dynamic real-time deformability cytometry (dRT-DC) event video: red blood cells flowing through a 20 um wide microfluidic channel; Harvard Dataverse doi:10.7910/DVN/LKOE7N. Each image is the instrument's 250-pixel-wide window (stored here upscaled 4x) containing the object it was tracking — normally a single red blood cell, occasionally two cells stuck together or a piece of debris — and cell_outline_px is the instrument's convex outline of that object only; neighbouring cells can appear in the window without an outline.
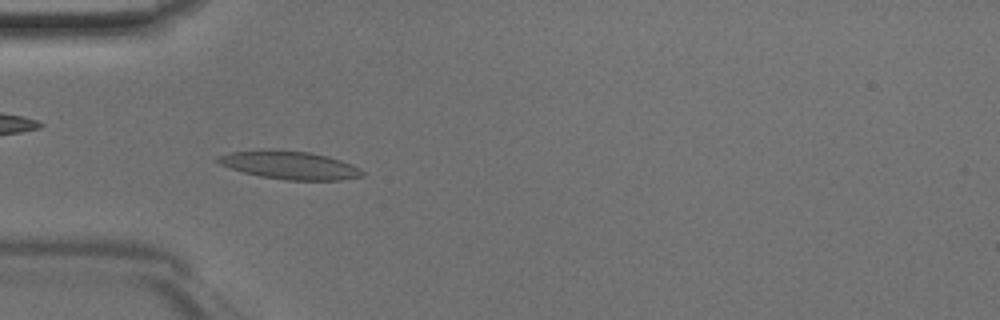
{"species": "Egyptian fruit bat (a non-hibernating species)", "species_latin": "Rousettus aegyptiacus", "temperature_condition": "room temperature", "stored_images_in_passage": 46, "camera_frame_rate_fps": 3000, "um_per_image_px": 0.085, "animal": {"sex": "male"}, "frame": {"image": 1, "passage_image": 14, "time_ms": 4.333, "image_size_px": [1000, 320], "cell_outline_px": [[364, 176], [340, 180], [284, 180], [260, 176], [244, 172], [220, 164], [216, 160], [216, 156], [232, 152], [268, 148], [308, 152], [328, 156], [352, 164], [360, 168], [364, 172]], "centroid_in_image_um": [24.63, 14.03], "position_along_channel_um": 60.4, "area_um2": 23.81}}
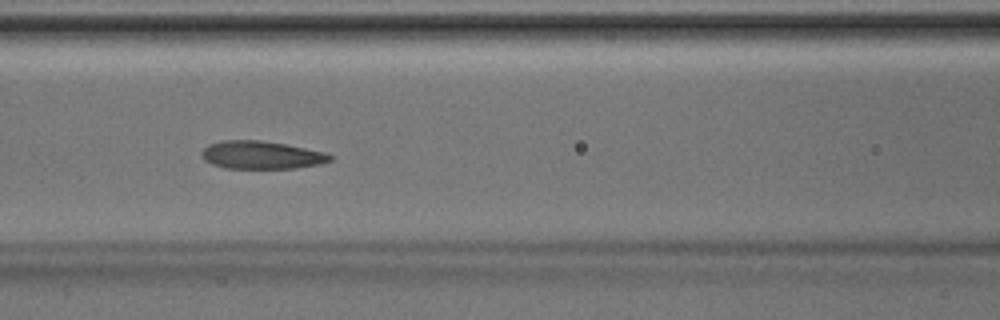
{"frame": {"image": 2, "passage_image": 20, "time_ms": 6.333, "image_size_px": [1000, 320], "cell_outline_px": [[332, 160], [320, 164], [296, 168], [224, 168], [212, 164], [204, 160], [200, 152], [208, 144], [220, 140], [260, 140], [284, 144], [324, 152], [332, 156]], "centroid_in_image_um": [22.17, 13.17], "position_along_channel_um": 144.4, "area_um2": 20.87}}